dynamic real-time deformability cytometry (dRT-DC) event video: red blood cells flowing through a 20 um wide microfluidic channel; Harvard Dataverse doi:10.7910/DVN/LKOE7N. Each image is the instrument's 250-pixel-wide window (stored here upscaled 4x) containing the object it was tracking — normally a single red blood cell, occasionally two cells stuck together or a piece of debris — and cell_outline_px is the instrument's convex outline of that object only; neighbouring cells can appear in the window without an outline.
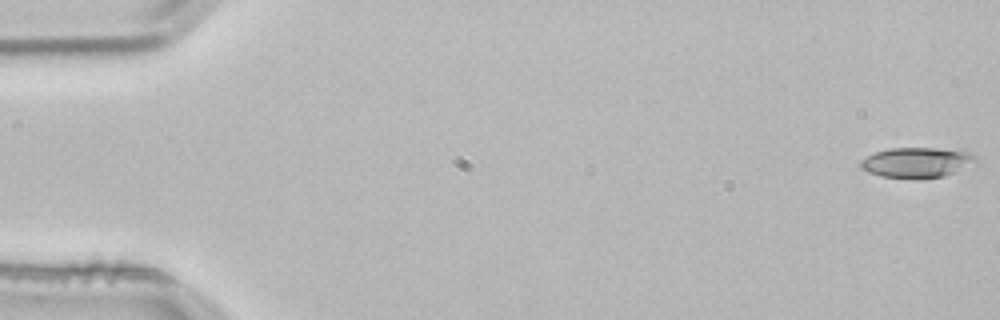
{"species": "common noctule bat (a hibernating species)", "species_latin": "Nyctalus noctula", "temperature_condition": "room temperature", "stored_images_in_passage": 5, "camera_frame_rate_fps": 3000, "um_per_image_px": 0.085, "animal": {"sex": "male", "body_mass_g": 21.5, "forearm_length_mm": 52.0}, "frame": {"image": 1, "passage_image": 1, "time_ms": 0.0, "image_size_px": [1000, 320], "cell_outline_px": [[976, 164], [944, 176], [920, 180], [912, 180], [880, 176], [868, 172], [860, 168], [860, 160], [876, 152], [892, 148], [936, 148], [968, 152], [976, 156]], "centroid_in_image_um": [77.93, 13.84], "position_along_channel_um": 7.1, "area_um2": 20.63}}